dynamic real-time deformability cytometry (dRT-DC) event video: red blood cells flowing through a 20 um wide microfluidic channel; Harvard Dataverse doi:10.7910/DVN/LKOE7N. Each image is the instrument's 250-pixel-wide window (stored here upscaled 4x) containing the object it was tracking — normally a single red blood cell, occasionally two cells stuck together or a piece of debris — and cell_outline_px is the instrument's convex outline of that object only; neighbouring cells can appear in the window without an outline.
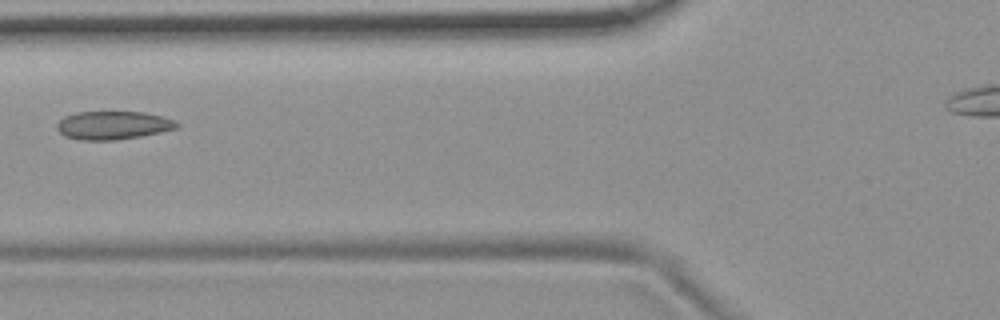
{"species": "common noctule bat (a hibernating species)", "species_latin": "Nyctalus noctula", "temperature_condition": "room temperature", "stored_images_in_passage": 5, "camera_frame_rate_fps": 3000, "um_per_image_px": 0.085, "animal": {"sex": "female", "body_mass_g": 19.9}, "frame": {"image": 1, "passage_image": 2, "time_ms": 1.333, "image_size_px": [1000, 320], "cell_outline_px": [[180, 124], [176, 128], [160, 132], [140, 136], [116, 140], [80, 140], [64, 136], [56, 128], [56, 124], [64, 116], [76, 112], [144, 112], [164, 116]], "centroid_in_image_um": [9.58, 10.65], "position_along_channel_um": 116.2, "area_um2": 19.77}}
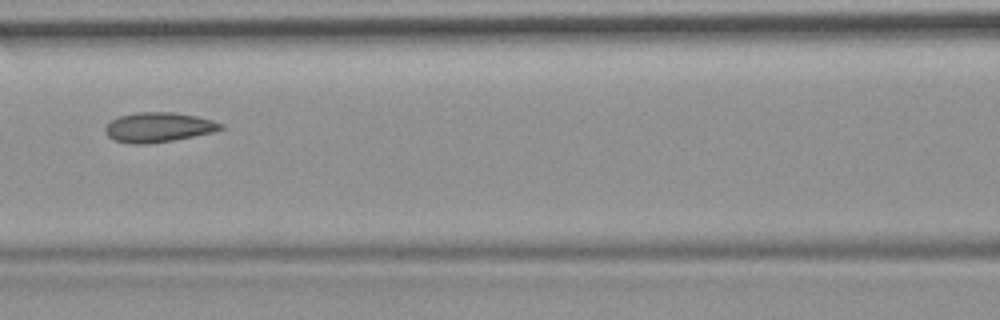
{"frame": {"image": 2, "passage_image": 3, "time_ms": 2.333, "image_size_px": [1000, 320], "cell_outline_px": [[224, 128], [212, 132], [172, 140], [148, 144], [132, 144], [112, 140], [104, 132], [104, 128], [112, 120], [120, 116], [136, 112], [176, 112], [196, 116], [212, 120], [224, 124]], "centroid_in_image_um": [13.44, 10.82], "position_along_channel_um": 153.2, "area_um2": 20.0}}
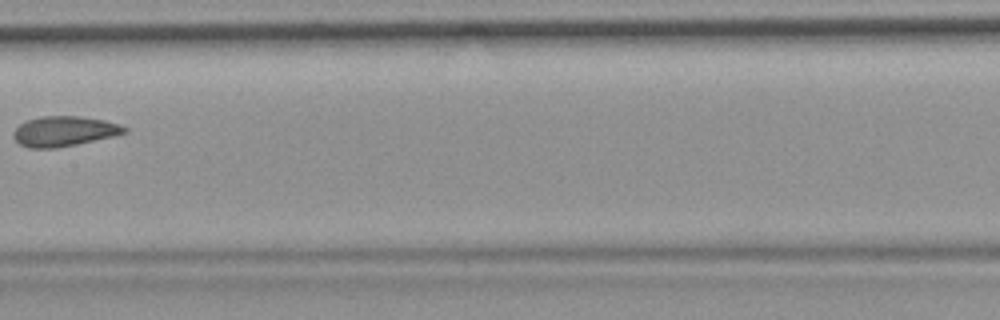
{"frame": {"image": 3, "passage_image": 4, "time_ms": 3.667, "image_size_px": [1000, 320], "cell_outline_px": [[128, 132], [112, 136], [76, 144], [56, 148], [28, 148], [20, 144], [12, 136], [12, 132], [20, 124], [28, 120], [44, 116], [80, 116], [104, 120], [120, 124], [128, 128]], "centroid_in_image_um": [5.45, 11.15], "position_along_channel_um": 202.0, "area_um2": 19.36}}